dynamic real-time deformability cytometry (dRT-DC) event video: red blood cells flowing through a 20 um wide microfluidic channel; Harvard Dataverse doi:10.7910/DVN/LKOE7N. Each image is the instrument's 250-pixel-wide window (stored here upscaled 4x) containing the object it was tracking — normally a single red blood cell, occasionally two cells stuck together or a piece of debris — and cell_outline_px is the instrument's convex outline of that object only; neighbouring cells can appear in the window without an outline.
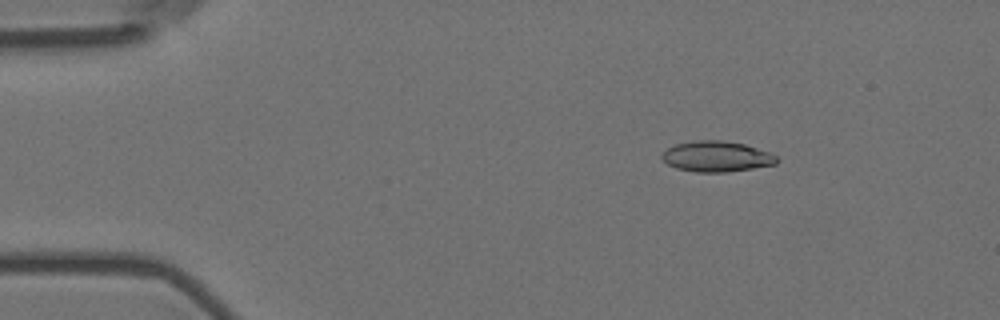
{"species": "Egyptian fruit bat (a non-hibernating species)", "species_latin": "Rousettus aegyptiacus", "temperature_condition": "room temperature", "stored_images_in_passage": 5, "camera_frame_rate_fps": 3000, "um_per_image_px": 0.085, "animal": {"sex": "female"}, "frame": {"image": 1, "passage_image": 3, "time_ms": 0.667, "image_size_px": [1000, 320], "cell_outline_px": [[780, 160], [776, 164], [728, 172], [696, 172], [676, 168], [668, 164], [660, 156], [668, 148], [676, 144], [696, 140], [724, 140], [744, 144], [772, 152]], "centroid_in_image_um": [60.95, 13.3], "position_along_channel_um": 24.1, "area_um2": 20.58}}